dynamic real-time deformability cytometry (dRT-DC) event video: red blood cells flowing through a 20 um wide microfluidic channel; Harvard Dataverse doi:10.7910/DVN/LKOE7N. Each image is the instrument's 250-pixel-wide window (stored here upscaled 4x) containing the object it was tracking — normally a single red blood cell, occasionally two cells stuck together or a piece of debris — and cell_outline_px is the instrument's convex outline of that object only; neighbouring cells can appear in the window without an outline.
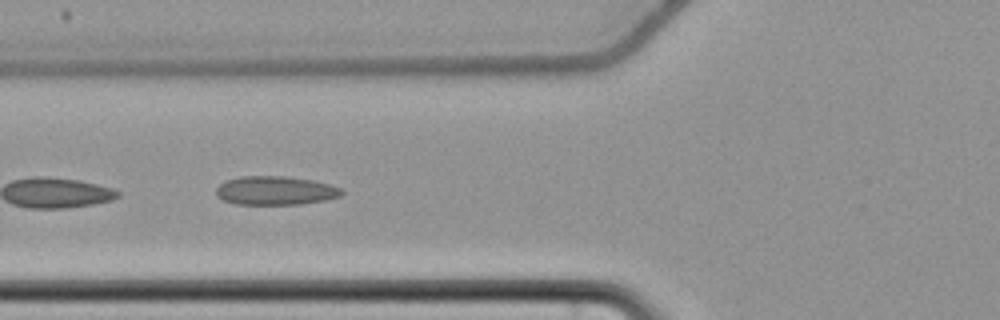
{"species": "common noctule bat (a hibernating species)", "species_latin": "Nyctalus noctula", "temperature_condition": "cold", "stored_images_in_passage": 19, "camera_frame_rate_fps": 3000, "um_per_image_px": 0.085, "animal": {"sex": "female", "body_mass_g": 22.7, "forearm_length_mm": 54.2}, "frame": {"image": 1, "passage_image": 11, "time_ms": 3.333, "image_size_px": [1000, 320], "cell_outline_px": [[344, 192], [340, 196], [324, 200], [300, 204], [236, 204], [224, 200], [216, 196], [216, 188], [224, 180], [240, 176], [284, 176], [312, 180], [328, 184], [340, 188]], "centroid_in_image_um": [23.37, 16.19], "position_along_channel_um": 102.4, "area_um2": 20.98}}